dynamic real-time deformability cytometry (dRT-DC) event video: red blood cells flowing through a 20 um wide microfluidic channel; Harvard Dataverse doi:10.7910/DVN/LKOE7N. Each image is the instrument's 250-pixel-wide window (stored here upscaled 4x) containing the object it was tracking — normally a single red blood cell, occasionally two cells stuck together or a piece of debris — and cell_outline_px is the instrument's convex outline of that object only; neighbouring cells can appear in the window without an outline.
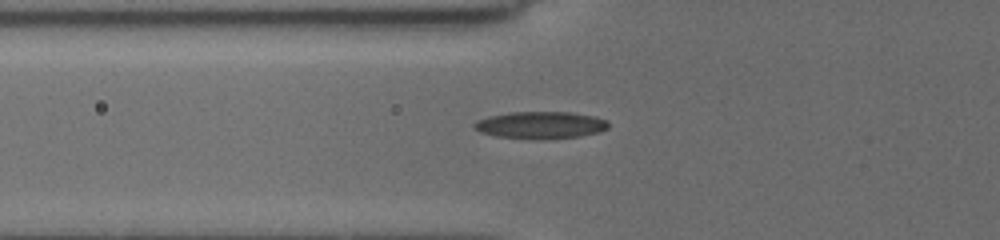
{"species": "common noctule bat (a hibernating species)", "species_latin": "Nyctalus noctula", "temperature_condition": "cold", "stored_images_in_passage": 18, "camera_frame_rate_fps": 3000, "um_per_image_px": 0.085, "animal": {"sex": "female", "body_mass_g": 19.5, "forearm_length_mm": 54.1}, "frame": {"image": 1, "passage_image": 13, "time_ms": 2.333, "image_size_px": [1000, 240], "cell_outline_px": [[608, 128], [600, 132], [580, 136], [496, 136], [480, 132], [472, 124], [476, 120], [488, 116], [508, 112], [568, 112], [596, 116], [608, 120]], "centroid_in_image_um": [45.97, 10.57], "position_along_channel_um": 79.8, "area_um2": 20.23}}
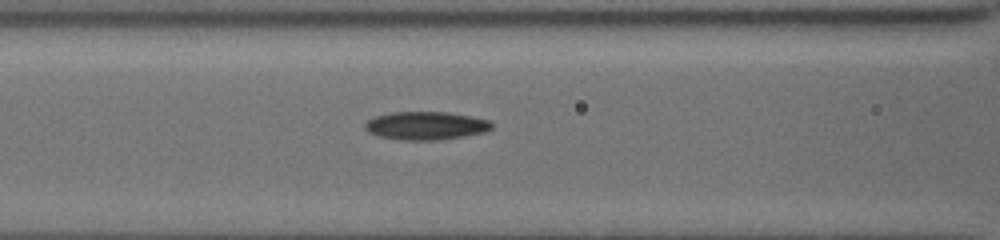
{"frame": {"image": 2, "passage_image": 15, "time_ms": 3.667, "image_size_px": [1000, 240], "cell_outline_px": [[492, 128], [488, 132], [464, 136], [436, 140], [404, 140], [380, 136], [364, 128], [364, 124], [368, 120], [376, 116], [388, 112], [448, 112], [472, 116], [488, 120], [492, 124]], "centroid_in_image_um": [36.24, 10.67], "position_along_channel_um": 130.4, "area_um2": 20.75}}
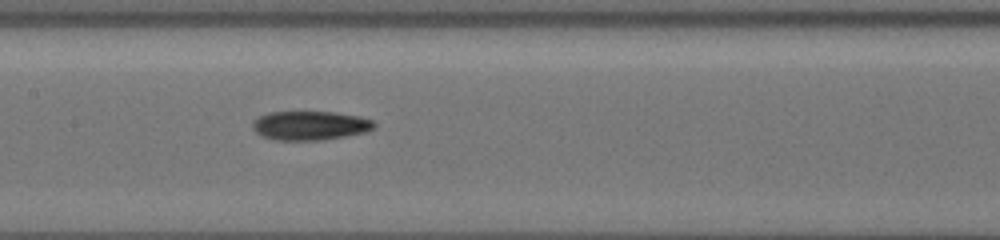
{"frame": {"image": 3, "passage_image": 18, "time_ms": 5.0, "image_size_px": [1000, 240], "cell_outline_px": [[376, 124], [372, 128], [364, 132], [344, 136], [320, 140], [280, 140], [264, 136], [256, 132], [252, 128], [252, 120], [268, 112], [336, 112], [360, 116], [372, 120]], "centroid_in_image_um": [26.34, 10.65], "position_along_channel_um": 181.1, "area_um2": 20.4}}